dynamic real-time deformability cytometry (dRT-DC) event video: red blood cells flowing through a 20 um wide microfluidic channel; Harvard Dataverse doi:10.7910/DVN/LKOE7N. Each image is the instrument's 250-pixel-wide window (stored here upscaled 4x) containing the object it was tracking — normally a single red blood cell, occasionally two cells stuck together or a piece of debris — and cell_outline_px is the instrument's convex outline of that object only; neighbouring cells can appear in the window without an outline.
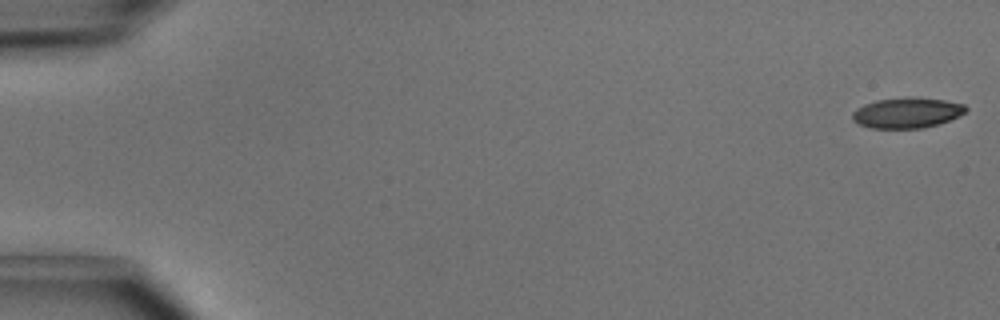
{"species": "common noctule bat (a hibernating species)", "species_latin": "Nyctalus noctula", "temperature_condition": "cold", "stored_images_in_passage": 50, "camera_frame_rate_fps": 3000, "um_per_image_px": 0.085, "animal": {"sex": "male", "body_mass_g": 15.6}, "frame": {"image": 1, "passage_image": 1, "time_ms": 0.0, "image_size_px": [1000, 320], "cell_outline_px": [[968, 108], [964, 112], [940, 124], [924, 128], [872, 128], [860, 124], [852, 120], [852, 112], [856, 108], [864, 104], [876, 100], [908, 96], [916, 96], [944, 100], [964, 104]], "centroid_in_image_um": [77.07, 9.57], "position_along_channel_um": 7.9, "area_um2": 20.29}}
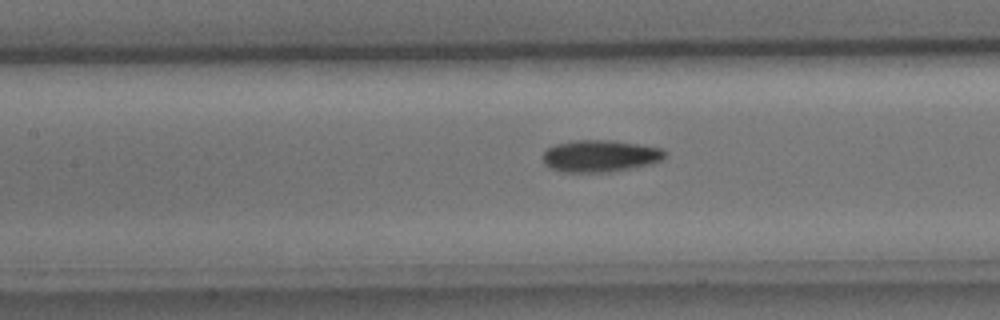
{"frame": {"image": 2, "passage_image": 23, "time_ms": 7.333, "image_size_px": [1000, 320], "cell_outline_px": [[668, 152], [664, 160], [632, 168], [608, 172], [564, 172], [548, 168], [544, 164], [544, 152], [548, 148], [556, 144], [572, 140], [612, 140], [664, 148]], "centroid_in_image_um": [51.04, 13.25], "position_along_channel_um": 156.4, "area_um2": 22.95}}
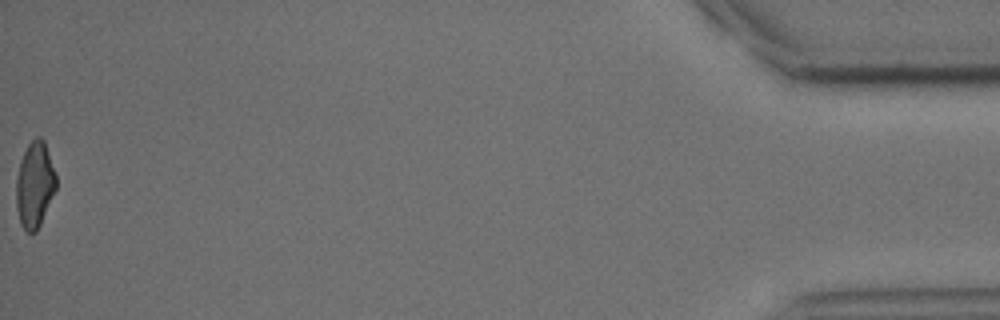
{"frame": {"image": 3, "passage_image": 50, "time_ms": 16.333, "image_size_px": [1000, 320], "cell_outline_px": [[56, 188], [40, 224], [36, 232], [28, 232], [20, 224], [16, 208], [16, 180], [20, 160], [28, 144], [36, 136], [40, 136], [44, 140], [56, 176]], "centroid_in_image_um": [2.93, 15.69], "position_along_channel_um": 432.3, "area_um2": 19.83}, "authors_computed_cell_mechanics": {"area_um2": 21.4438, "velocity_mm_per_s": 4.0849, "shape_relaxation_time_tau1_ms": 2.5236, "shape_relaxation_time_tau2_ms": 4.7899, "deformation_change_tau1": 0.1055, "deformation_change_tau2": 0.1106}}